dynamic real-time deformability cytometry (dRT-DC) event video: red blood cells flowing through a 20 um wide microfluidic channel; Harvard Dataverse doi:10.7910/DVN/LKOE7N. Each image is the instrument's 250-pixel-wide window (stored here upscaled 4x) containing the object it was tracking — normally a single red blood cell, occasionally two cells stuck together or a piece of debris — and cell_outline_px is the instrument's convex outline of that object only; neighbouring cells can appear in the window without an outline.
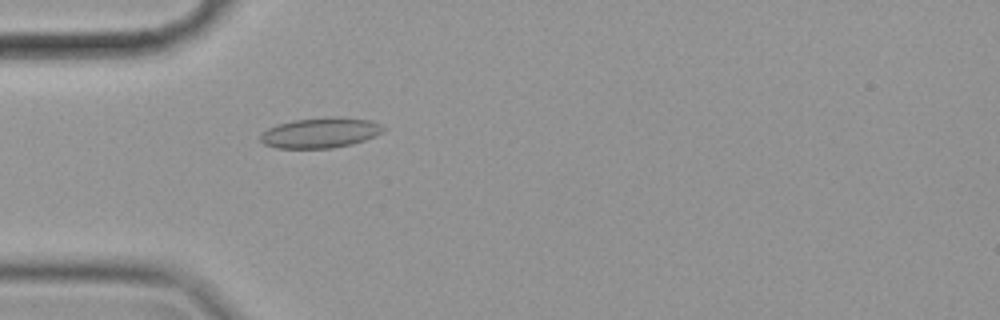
{"species": "common noctule bat (a hibernating species)", "species_latin": "Nyctalus noctula", "temperature_condition": "cold", "stored_images_in_passage": 57, "camera_frame_rate_fps": 3000, "um_per_image_px": 0.085, "animal": {"sex": "female", "body_mass_g": 19.9}, "frame": {"image": 1, "passage_image": 17, "time_ms": 5.333, "image_size_px": [1000, 320], "cell_outline_px": [[388, 128], [384, 132], [364, 140], [352, 144], [332, 148], [276, 148], [264, 144], [260, 140], [260, 136], [268, 128], [276, 124], [292, 120], [332, 116], [340, 116], [372, 120]], "centroid_in_image_um": [27.27, 11.27], "position_along_channel_um": 57.7, "area_um2": 22.02}}
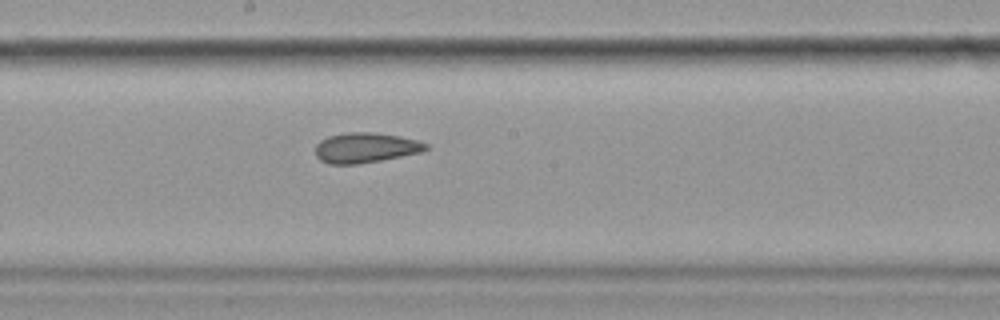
{"frame": {"image": 2, "passage_image": 31, "time_ms": 10.0, "image_size_px": [1000, 320], "cell_outline_px": [[428, 148], [420, 152], [380, 160], [356, 164], [328, 164], [320, 160], [316, 156], [316, 144], [320, 140], [328, 136], [348, 132], [372, 132], [400, 136], [416, 140], [428, 144]], "centroid_in_image_um": [31.03, 12.55], "position_along_channel_um": 217.2, "area_um2": 19.25}}
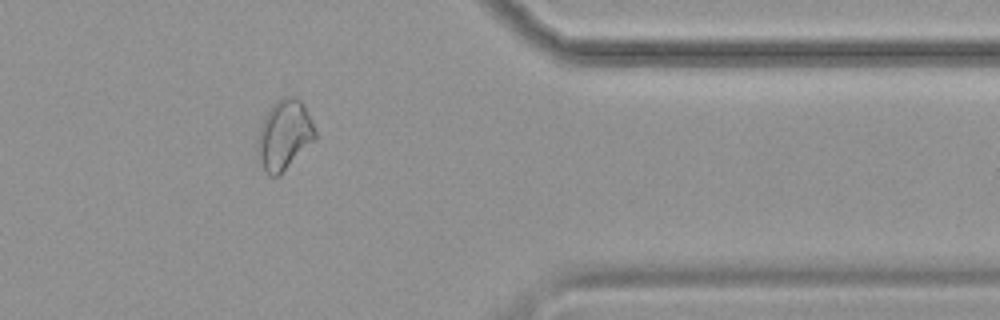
{"frame": {"image": 3, "passage_image": 47, "time_ms": 15.333, "image_size_px": [1000, 320], "cell_outline_px": [[316, 140], [280, 176], [272, 176], [264, 168], [256, 156], [256, 140], [264, 116], [272, 104], [276, 100], [284, 96], [292, 96], [300, 100], [304, 104], [312, 120], [316, 132]], "centroid_in_image_um": [24.17, 11.47], "position_along_channel_um": 387.2, "area_um2": 23.93}, "authors_computed_cell_mechanics": {"area_um2": 21.7906, "velocity_mm_per_s": 3.5028, "shape_relaxation_time_tau1_ms": null, "shape_relaxation_time_tau2_ms": 2.9341, "deformation_change_tau1": null, "deformation_change_tau2": 0.0901}}